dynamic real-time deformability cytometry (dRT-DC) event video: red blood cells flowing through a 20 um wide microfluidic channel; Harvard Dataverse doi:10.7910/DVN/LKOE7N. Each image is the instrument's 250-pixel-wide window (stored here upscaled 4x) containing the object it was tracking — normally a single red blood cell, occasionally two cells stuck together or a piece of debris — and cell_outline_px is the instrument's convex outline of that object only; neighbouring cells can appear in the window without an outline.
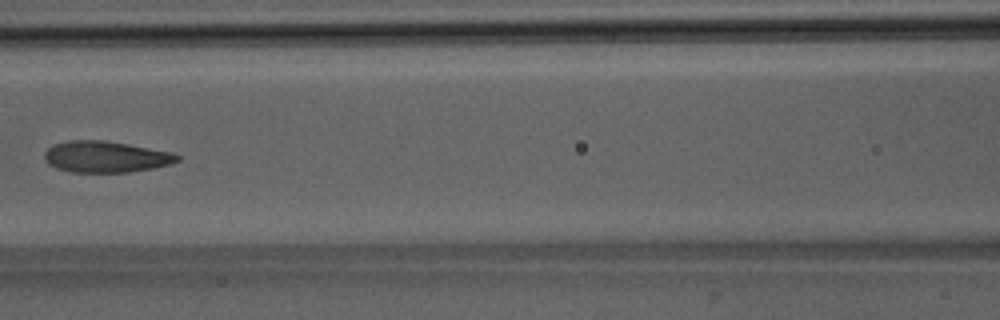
{"species": "Egyptian fruit bat (a non-hibernating species)", "species_latin": "Rousettus aegyptiacus", "temperature_condition": "room temperature", "stored_images_in_passage": 7, "camera_frame_rate_fps": 3000, "um_per_image_px": 0.085, "animal": {"sex": "male"}, "frame": {"image": 1, "passage_image": 6, "time_ms": 6.0, "image_size_px": [1000, 320], "cell_outline_px": [[180, 160], [172, 164], [152, 168], [128, 172], [72, 172], [56, 168], [48, 164], [44, 160], [44, 152], [52, 144], [68, 140], [104, 140], [128, 144], [172, 152], [180, 156]], "centroid_in_image_um": [8.97, 13.32], "position_along_channel_um": 157.6, "area_um2": 24.39}}